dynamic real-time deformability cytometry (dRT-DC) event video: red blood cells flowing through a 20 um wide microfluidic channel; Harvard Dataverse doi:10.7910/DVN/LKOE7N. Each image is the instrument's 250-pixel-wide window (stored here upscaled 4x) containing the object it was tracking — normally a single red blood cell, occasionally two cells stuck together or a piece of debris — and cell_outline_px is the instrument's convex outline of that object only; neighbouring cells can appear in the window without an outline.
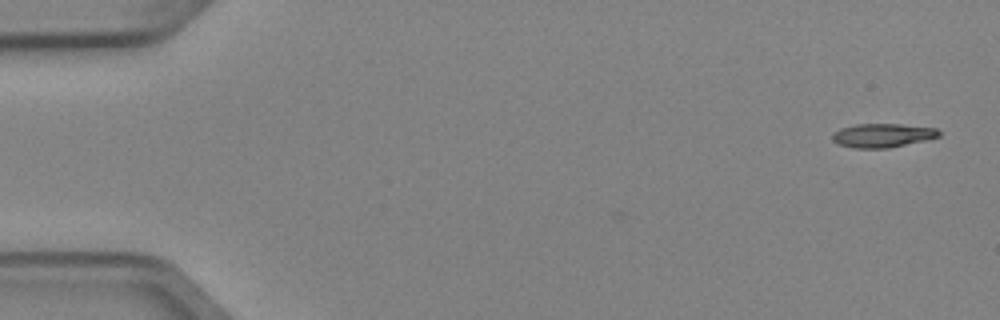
{"species": "Egyptian fruit bat (a non-hibernating species)", "species_latin": "Rousettus aegyptiacus", "temperature_condition": "cold", "stored_images_in_passage": 5, "camera_frame_rate_fps": 3000, "um_per_image_px": 0.085, "animal": {"sex": "female"}, "frame": {"image": 1, "passage_image": 1, "time_ms": 0.0, "image_size_px": [1000, 320], "cell_outline_px": [[940, 136], [924, 140], [888, 148], [852, 148], [840, 144], [832, 140], [832, 136], [840, 128], [856, 124], [900, 124], [936, 128], [940, 132]], "centroid_in_image_um": [75.01, 11.5], "position_along_channel_um": 10.0, "area_um2": 14.62}}
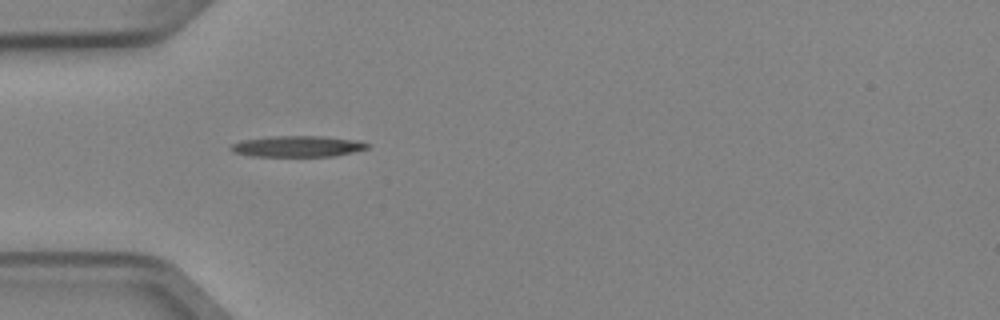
{"frame": {"image": 2, "passage_image": 4, "time_ms": 1.0, "image_size_px": [1000, 320], "cell_outline_px": [[368, 148], [336, 156], [252, 156], [232, 152], [228, 148], [232, 144], [240, 140], [272, 136], [320, 136], [356, 140], [368, 144]], "centroid_in_image_um": [25.23, 12.44], "position_along_channel_um": 59.8, "area_um2": 16.7}}
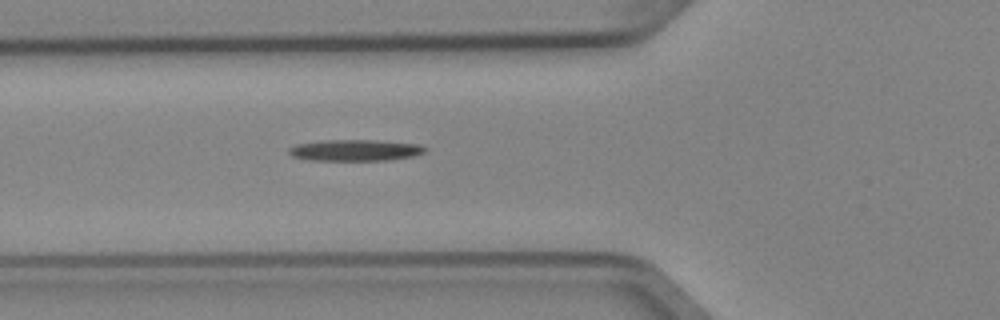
{"frame": {"image": 3, "passage_image": 5, "time_ms": 1.333, "image_size_px": [1000, 320], "cell_outline_px": [[424, 152], [412, 156], [384, 160], [308, 160], [292, 156], [288, 152], [288, 148], [296, 144], [320, 140], [372, 140], [416, 144], [424, 148]], "centroid_in_image_um": [30.07, 12.77], "position_along_channel_um": 95.7, "area_um2": 16.65}}